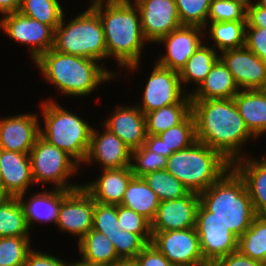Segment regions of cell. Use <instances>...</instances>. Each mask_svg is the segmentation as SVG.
Segmentation results:
<instances>
[{
	"mask_svg": "<svg viewBox=\"0 0 266 266\" xmlns=\"http://www.w3.org/2000/svg\"><path fill=\"white\" fill-rule=\"evenodd\" d=\"M191 101L197 141L231 164L247 156L243 146L256 137L246 127L233 98Z\"/></svg>",
	"mask_w": 266,
	"mask_h": 266,
	"instance_id": "cell-1",
	"label": "cell"
},
{
	"mask_svg": "<svg viewBox=\"0 0 266 266\" xmlns=\"http://www.w3.org/2000/svg\"><path fill=\"white\" fill-rule=\"evenodd\" d=\"M98 13L105 35L107 58H114L119 68L136 72L146 43L139 8L131 0H90Z\"/></svg>",
	"mask_w": 266,
	"mask_h": 266,
	"instance_id": "cell-2",
	"label": "cell"
},
{
	"mask_svg": "<svg viewBox=\"0 0 266 266\" xmlns=\"http://www.w3.org/2000/svg\"><path fill=\"white\" fill-rule=\"evenodd\" d=\"M99 61L58 52L51 48L40 55L34 65L47 83L65 96H89L102 83L119 78L117 72L103 67Z\"/></svg>",
	"mask_w": 266,
	"mask_h": 266,
	"instance_id": "cell-3",
	"label": "cell"
},
{
	"mask_svg": "<svg viewBox=\"0 0 266 266\" xmlns=\"http://www.w3.org/2000/svg\"><path fill=\"white\" fill-rule=\"evenodd\" d=\"M200 204L239 238L257 216L245 183L229 169L217 182L199 193Z\"/></svg>",
	"mask_w": 266,
	"mask_h": 266,
	"instance_id": "cell-4",
	"label": "cell"
},
{
	"mask_svg": "<svg viewBox=\"0 0 266 266\" xmlns=\"http://www.w3.org/2000/svg\"><path fill=\"white\" fill-rule=\"evenodd\" d=\"M232 164L206 144L195 141L190 147L172 153L165 170L190 192L201 193L217 182Z\"/></svg>",
	"mask_w": 266,
	"mask_h": 266,
	"instance_id": "cell-5",
	"label": "cell"
},
{
	"mask_svg": "<svg viewBox=\"0 0 266 266\" xmlns=\"http://www.w3.org/2000/svg\"><path fill=\"white\" fill-rule=\"evenodd\" d=\"M59 104L52 99L42 102L40 107L44 129L40 126V136L82 166L89 150L93 127L86 119Z\"/></svg>",
	"mask_w": 266,
	"mask_h": 266,
	"instance_id": "cell-6",
	"label": "cell"
},
{
	"mask_svg": "<svg viewBox=\"0 0 266 266\" xmlns=\"http://www.w3.org/2000/svg\"><path fill=\"white\" fill-rule=\"evenodd\" d=\"M65 14L54 30L53 49L70 55L105 60L107 48L98 13L89 6L84 12L65 22ZM66 24V25H65Z\"/></svg>",
	"mask_w": 266,
	"mask_h": 266,
	"instance_id": "cell-7",
	"label": "cell"
},
{
	"mask_svg": "<svg viewBox=\"0 0 266 266\" xmlns=\"http://www.w3.org/2000/svg\"><path fill=\"white\" fill-rule=\"evenodd\" d=\"M29 156L34 184H52L54 189L68 191L82 186L68 180L77 173L80 165L65 151L41 136L37 138Z\"/></svg>",
	"mask_w": 266,
	"mask_h": 266,
	"instance_id": "cell-8",
	"label": "cell"
},
{
	"mask_svg": "<svg viewBox=\"0 0 266 266\" xmlns=\"http://www.w3.org/2000/svg\"><path fill=\"white\" fill-rule=\"evenodd\" d=\"M195 229L204 260L211 266L216 260L238 250V237L201 204Z\"/></svg>",
	"mask_w": 266,
	"mask_h": 266,
	"instance_id": "cell-9",
	"label": "cell"
},
{
	"mask_svg": "<svg viewBox=\"0 0 266 266\" xmlns=\"http://www.w3.org/2000/svg\"><path fill=\"white\" fill-rule=\"evenodd\" d=\"M151 234V243L174 266H210L202 255L195 227Z\"/></svg>",
	"mask_w": 266,
	"mask_h": 266,
	"instance_id": "cell-10",
	"label": "cell"
},
{
	"mask_svg": "<svg viewBox=\"0 0 266 266\" xmlns=\"http://www.w3.org/2000/svg\"><path fill=\"white\" fill-rule=\"evenodd\" d=\"M0 19V29L10 39L29 46V53L35 61L54 45V30L38 20L29 18L19 11L3 15Z\"/></svg>",
	"mask_w": 266,
	"mask_h": 266,
	"instance_id": "cell-11",
	"label": "cell"
},
{
	"mask_svg": "<svg viewBox=\"0 0 266 266\" xmlns=\"http://www.w3.org/2000/svg\"><path fill=\"white\" fill-rule=\"evenodd\" d=\"M94 210L95 201L82 186L71 191L63 190L55 225L62 232L78 237V243L93 228Z\"/></svg>",
	"mask_w": 266,
	"mask_h": 266,
	"instance_id": "cell-12",
	"label": "cell"
},
{
	"mask_svg": "<svg viewBox=\"0 0 266 266\" xmlns=\"http://www.w3.org/2000/svg\"><path fill=\"white\" fill-rule=\"evenodd\" d=\"M143 92V101L138 108L144 113L167 105L178 104L187 94L182 88L179 72L154 64Z\"/></svg>",
	"mask_w": 266,
	"mask_h": 266,
	"instance_id": "cell-13",
	"label": "cell"
},
{
	"mask_svg": "<svg viewBox=\"0 0 266 266\" xmlns=\"http://www.w3.org/2000/svg\"><path fill=\"white\" fill-rule=\"evenodd\" d=\"M139 8L144 38L150 44L181 26L175 0H131Z\"/></svg>",
	"mask_w": 266,
	"mask_h": 266,
	"instance_id": "cell-14",
	"label": "cell"
},
{
	"mask_svg": "<svg viewBox=\"0 0 266 266\" xmlns=\"http://www.w3.org/2000/svg\"><path fill=\"white\" fill-rule=\"evenodd\" d=\"M204 28L198 26L181 25L156 44H164L166 53L159 56L156 63L160 66L179 72L198 47L206 42ZM205 40H203V37Z\"/></svg>",
	"mask_w": 266,
	"mask_h": 266,
	"instance_id": "cell-15",
	"label": "cell"
},
{
	"mask_svg": "<svg viewBox=\"0 0 266 266\" xmlns=\"http://www.w3.org/2000/svg\"><path fill=\"white\" fill-rule=\"evenodd\" d=\"M219 58L233 75L240 90L266 89V62L246 46L223 51Z\"/></svg>",
	"mask_w": 266,
	"mask_h": 266,
	"instance_id": "cell-16",
	"label": "cell"
},
{
	"mask_svg": "<svg viewBox=\"0 0 266 266\" xmlns=\"http://www.w3.org/2000/svg\"><path fill=\"white\" fill-rule=\"evenodd\" d=\"M103 133L92 129L90 146L83 165L98 164L101 170L130 167L131 149L103 126ZM95 162V163H94Z\"/></svg>",
	"mask_w": 266,
	"mask_h": 266,
	"instance_id": "cell-17",
	"label": "cell"
},
{
	"mask_svg": "<svg viewBox=\"0 0 266 266\" xmlns=\"http://www.w3.org/2000/svg\"><path fill=\"white\" fill-rule=\"evenodd\" d=\"M199 204V194L195 192L180 199L161 201L150 223L151 232L194 228Z\"/></svg>",
	"mask_w": 266,
	"mask_h": 266,
	"instance_id": "cell-18",
	"label": "cell"
},
{
	"mask_svg": "<svg viewBox=\"0 0 266 266\" xmlns=\"http://www.w3.org/2000/svg\"><path fill=\"white\" fill-rule=\"evenodd\" d=\"M39 120L36 113L0 118V149L29 154L40 136Z\"/></svg>",
	"mask_w": 266,
	"mask_h": 266,
	"instance_id": "cell-19",
	"label": "cell"
},
{
	"mask_svg": "<svg viewBox=\"0 0 266 266\" xmlns=\"http://www.w3.org/2000/svg\"><path fill=\"white\" fill-rule=\"evenodd\" d=\"M102 126L117 135L131 150L140 148L146 140L145 114L133 106H117Z\"/></svg>",
	"mask_w": 266,
	"mask_h": 266,
	"instance_id": "cell-20",
	"label": "cell"
},
{
	"mask_svg": "<svg viewBox=\"0 0 266 266\" xmlns=\"http://www.w3.org/2000/svg\"><path fill=\"white\" fill-rule=\"evenodd\" d=\"M3 197H19L34 185L29 154L0 149Z\"/></svg>",
	"mask_w": 266,
	"mask_h": 266,
	"instance_id": "cell-21",
	"label": "cell"
},
{
	"mask_svg": "<svg viewBox=\"0 0 266 266\" xmlns=\"http://www.w3.org/2000/svg\"><path fill=\"white\" fill-rule=\"evenodd\" d=\"M134 174L130 167L102 170L93 182L82 184L95 202L120 205Z\"/></svg>",
	"mask_w": 266,
	"mask_h": 266,
	"instance_id": "cell-22",
	"label": "cell"
},
{
	"mask_svg": "<svg viewBox=\"0 0 266 266\" xmlns=\"http://www.w3.org/2000/svg\"><path fill=\"white\" fill-rule=\"evenodd\" d=\"M247 155L232 164L243 179L257 216H266V156Z\"/></svg>",
	"mask_w": 266,
	"mask_h": 266,
	"instance_id": "cell-23",
	"label": "cell"
},
{
	"mask_svg": "<svg viewBox=\"0 0 266 266\" xmlns=\"http://www.w3.org/2000/svg\"><path fill=\"white\" fill-rule=\"evenodd\" d=\"M195 141V119L191 113L182 123L159 135L147 134L144 145L150 151L168 158L172 153L190 147Z\"/></svg>",
	"mask_w": 266,
	"mask_h": 266,
	"instance_id": "cell-24",
	"label": "cell"
},
{
	"mask_svg": "<svg viewBox=\"0 0 266 266\" xmlns=\"http://www.w3.org/2000/svg\"><path fill=\"white\" fill-rule=\"evenodd\" d=\"M25 195L26 193L18 198L24 208L26 222L30 230L36 222L41 224L57 223L58 209L63 200L62 189L50 187V190H43V192L36 193L32 197L29 196L30 198L28 199H25Z\"/></svg>",
	"mask_w": 266,
	"mask_h": 266,
	"instance_id": "cell-25",
	"label": "cell"
},
{
	"mask_svg": "<svg viewBox=\"0 0 266 266\" xmlns=\"http://www.w3.org/2000/svg\"><path fill=\"white\" fill-rule=\"evenodd\" d=\"M240 91L233 75L219 58L197 89L190 92L191 100L232 99Z\"/></svg>",
	"mask_w": 266,
	"mask_h": 266,
	"instance_id": "cell-26",
	"label": "cell"
},
{
	"mask_svg": "<svg viewBox=\"0 0 266 266\" xmlns=\"http://www.w3.org/2000/svg\"><path fill=\"white\" fill-rule=\"evenodd\" d=\"M246 127L255 136L266 133V89L240 90L234 96Z\"/></svg>",
	"mask_w": 266,
	"mask_h": 266,
	"instance_id": "cell-27",
	"label": "cell"
},
{
	"mask_svg": "<svg viewBox=\"0 0 266 266\" xmlns=\"http://www.w3.org/2000/svg\"><path fill=\"white\" fill-rule=\"evenodd\" d=\"M81 260L85 266H111L121 259L118 257L114 244L103 233L89 230L77 243Z\"/></svg>",
	"mask_w": 266,
	"mask_h": 266,
	"instance_id": "cell-28",
	"label": "cell"
},
{
	"mask_svg": "<svg viewBox=\"0 0 266 266\" xmlns=\"http://www.w3.org/2000/svg\"><path fill=\"white\" fill-rule=\"evenodd\" d=\"M157 194L147 185L142 177H133L125 191L120 205L134 210L150 223L160 204Z\"/></svg>",
	"mask_w": 266,
	"mask_h": 266,
	"instance_id": "cell-29",
	"label": "cell"
},
{
	"mask_svg": "<svg viewBox=\"0 0 266 266\" xmlns=\"http://www.w3.org/2000/svg\"><path fill=\"white\" fill-rule=\"evenodd\" d=\"M191 113L192 101L190 94H187L178 104L167 105L146 113V133L159 135L182 123Z\"/></svg>",
	"mask_w": 266,
	"mask_h": 266,
	"instance_id": "cell-30",
	"label": "cell"
},
{
	"mask_svg": "<svg viewBox=\"0 0 266 266\" xmlns=\"http://www.w3.org/2000/svg\"><path fill=\"white\" fill-rule=\"evenodd\" d=\"M204 32L218 53L241 48L245 46L246 21L207 22Z\"/></svg>",
	"mask_w": 266,
	"mask_h": 266,
	"instance_id": "cell-31",
	"label": "cell"
},
{
	"mask_svg": "<svg viewBox=\"0 0 266 266\" xmlns=\"http://www.w3.org/2000/svg\"><path fill=\"white\" fill-rule=\"evenodd\" d=\"M218 59L217 50L212 46H208L205 42L202 43L195 53L190 56L186 65L179 71L181 85L184 84L182 88L192 82L196 85L195 89H197Z\"/></svg>",
	"mask_w": 266,
	"mask_h": 266,
	"instance_id": "cell-32",
	"label": "cell"
},
{
	"mask_svg": "<svg viewBox=\"0 0 266 266\" xmlns=\"http://www.w3.org/2000/svg\"><path fill=\"white\" fill-rule=\"evenodd\" d=\"M24 208L18 197L0 198V238L30 237Z\"/></svg>",
	"mask_w": 266,
	"mask_h": 266,
	"instance_id": "cell-33",
	"label": "cell"
},
{
	"mask_svg": "<svg viewBox=\"0 0 266 266\" xmlns=\"http://www.w3.org/2000/svg\"><path fill=\"white\" fill-rule=\"evenodd\" d=\"M238 251L263 262L266 258V216H256L250 227L238 238Z\"/></svg>",
	"mask_w": 266,
	"mask_h": 266,
	"instance_id": "cell-34",
	"label": "cell"
},
{
	"mask_svg": "<svg viewBox=\"0 0 266 266\" xmlns=\"http://www.w3.org/2000/svg\"><path fill=\"white\" fill-rule=\"evenodd\" d=\"M61 4L59 0H21L19 12L55 30L65 14Z\"/></svg>",
	"mask_w": 266,
	"mask_h": 266,
	"instance_id": "cell-35",
	"label": "cell"
},
{
	"mask_svg": "<svg viewBox=\"0 0 266 266\" xmlns=\"http://www.w3.org/2000/svg\"><path fill=\"white\" fill-rule=\"evenodd\" d=\"M142 178L157 194L160 201L180 199L190 193L181 181L165 169L147 173Z\"/></svg>",
	"mask_w": 266,
	"mask_h": 266,
	"instance_id": "cell-36",
	"label": "cell"
},
{
	"mask_svg": "<svg viewBox=\"0 0 266 266\" xmlns=\"http://www.w3.org/2000/svg\"><path fill=\"white\" fill-rule=\"evenodd\" d=\"M31 241V237H1L0 266H24Z\"/></svg>",
	"mask_w": 266,
	"mask_h": 266,
	"instance_id": "cell-37",
	"label": "cell"
},
{
	"mask_svg": "<svg viewBox=\"0 0 266 266\" xmlns=\"http://www.w3.org/2000/svg\"><path fill=\"white\" fill-rule=\"evenodd\" d=\"M243 0H211L207 22L246 21Z\"/></svg>",
	"mask_w": 266,
	"mask_h": 266,
	"instance_id": "cell-38",
	"label": "cell"
},
{
	"mask_svg": "<svg viewBox=\"0 0 266 266\" xmlns=\"http://www.w3.org/2000/svg\"><path fill=\"white\" fill-rule=\"evenodd\" d=\"M181 25L206 27L211 0H175Z\"/></svg>",
	"mask_w": 266,
	"mask_h": 266,
	"instance_id": "cell-39",
	"label": "cell"
},
{
	"mask_svg": "<svg viewBox=\"0 0 266 266\" xmlns=\"http://www.w3.org/2000/svg\"><path fill=\"white\" fill-rule=\"evenodd\" d=\"M167 158L150 151L145 145L131 151L130 168L135 177L165 169Z\"/></svg>",
	"mask_w": 266,
	"mask_h": 266,
	"instance_id": "cell-40",
	"label": "cell"
},
{
	"mask_svg": "<svg viewBox=\"0 0 266 266\" xmlns=\"http://www.w3.org/2000/svg\"><path fill=\"white\" fill-rule=\"evenodd\" d=\"M118 224L122 230L140 235L148 244L152 241L150 222L134 210L117 205Z\"/></svg>",
	"mask_w": 266,
	"mask_h": 266,
	"instance_id": "cell-41",
	"label": "cell"
},
{
	"mask_svg": "<svg viewBox=\"0 0 266 266\" xmlns=\"http://www.w3.org/2000/svg\"><path fill=\"white\" fill-rule=\"evenodd\" d=\"M93 230L103 233L113 243V236L118 232L117 205L95 202Z\"/></svg>",
	"mask_w": 266,
	"mask_h": 266,
	"instance_id": "cell-42",
	"label": "cell"
},
{
	"mask_svg": "<svg viewBox=\"0 0 266 266\" xmlns=\"http://www.w3.org/2000/svg\"><path fill=\"white\" fill-rule=\"evenodd\" d=\"M113 244L118 257L121 260L135 259L136 256L148 245L138 234L118 229L113 236Z\"/></svg>",
	"mask_w": 266,
	"mask_h": 266,
	"instance_id": "cell-43",
	"label": "cell"
},
{
	"mask_svg": "<svg viewBox=\"0 0 266 266\" xmlns=\"http://www.w3.org/2000/svg\"><path fill=\"white\" fill-rule=\"evenodd\" d=\"M245 46L266 62V28L246 27Z\"/></svg>",
	"mask_w": 266,
	"mask_h": 266,
	"instance_id": "cell-44",
	"label": "cell"
},
{
	"mask_svg": "<svg viewBox=\"0 0 266 266\" xmlns=\"http://www.w3.org/2000/svg\"><path fill=\"white\" fill-rule=\"evenodd\" d=\"M134 260L138 266H174L152 243H149Z\"/></svg>",
	"mask_w": 266,
	"mask_h": 266,
	"instance_id": "cell-45",
	"label": "cell"
},
{
	"mask_svg": "<svg viewBox=\"0 0 266 266\" xmlns=\"http://www.w3.org/2000/svg\"><path fill=\"white\" fill-rule=\"evenodd\" d=\"M72 262H65L57 256L31 249L27 255L24 266H71Z\"/></svg>",
	"mask_w": 266,
	"mask_h": 266,
	"instance_id": "cell-46",
	"label": "cell"
},
{
	"mask_svg": "<svg viewBox=\"0 0 266 266\" xmlns=\"http://www.w3.org/2000/svg\"><path fill=\"white\" fill-rule=\"evenodd\" d=\"M211 266H263L262 262L242 255L238 250L216 260Z\"/></svg>",
	"mask_w": 266,
	"mask_h": 266,
	"instance_id": "cell-47",
	"label": "cell"
},
{
	"mask_svg": "<svg viewBox=\"0 0 266 266\" xmlns=\"http://www.w3.org/2000/svg\"><path fill=\"white\" fill-rule=\"evenodd\" d=\"M246 27L266 28V8L258 6L255 2L247 4Z\"/></svg>",
	"mask_w": 266,
	"mask_h": 266,
	"instance_id": "cell-48",
	"label": "cell"
},
{
	"mask_svg": "<svg viewBox=\"0 0 266 266\" xmlns=\"http://www.w3.org/2000/svg\"><path fill=\"white\" fill-rule=\"evenodd\" d=\"M21 0H0V15L18 12Z\"/></svg>",
	"mask_w": 266,
	"mask_h": 266,
	"instance_id": "cell-49",
	"label": "cell"
},
{
	"mask_svg": "<svg viewBox=\"0 0 266 266\" xmlns=\"http://www.w3.org/2000/svg\"><path fill=\"white\" fill-rule=\"evenodd\" d=\"M111 266H138V264L134 259H124L117 261Z\"/></svg>",
	"mask_w": 266,
	"mask_h": 266,
	"instance_id": "cell-50",
	"label": "cell"
},
{
	"mask_svg": "<svg viewBox=\"0 0 266 266\" xmlns=\"http://www.w3.org/2000/svg\"><path fill=\"white\" fill-rule=\"evenodd\" d=\"M257 1V2H256ZM254 2L260 6V7H263V8H266V0H254Z\"/></svg>",
	"mask_w": 266,
	"mask_h": 266,
	"instance_id": "cell-51",
	"label": "cell"
},
{
	"mask_svg": "<svg viewBox=\"0 0 266 266\" xmlns=\"http://www.w3.org/2000/svg\"><path fill=\"white\" fill-rule=\"evenodd\" d=\"M0 196L3 197V180H2L1 170H0Z\"/></svg>",
	"mask_w": 266,
	"mask_h": 266,
	"instance_id": "cell-52",
	"label": "cell"
},
{
	"mask_svg": "<svg viewBox=\"0 0 266 266\" xmlns=\"http://www.w3.org/2000/svg\"><path fill=\"white\" fill-rule=\"evenodd\" d=\"M71 266H85L79 262H75V261H72V265Z\"/></svg>",
	"mask_w": 266,
	"mask_h": 266,
	"instance_id": "cell-53",
	"label": "cell"
},
{
	"mask_svg": "<svg viewBox=\"0 0 266 266\" xmlns=\"http://www.w3.org/2000/svg\"><path fill=\"white\" fill-rule=\"evenodd\" d=\"M246 4L253 3V0H243Z\"/></svg>",
	"mask_w": 266,
	"mask_h": 266,
	"instance_id": "cell-54",
	"label": "cell"
},
{
	"mask_svg": "<svg viewBox=\"0 0 266 266\" xmlns=\"http://www.w3.org/2000/svg\"><path fill=\"white\" fill-rule=\"evenodd\" d=\"M263 266H266V258L265 260L262 262Z\"/></svg>",
	"mask_w": 266,
	"mask_h": 266,
	"instance_id": "cell-55",
	"label": "cell"
}]
</instances>
